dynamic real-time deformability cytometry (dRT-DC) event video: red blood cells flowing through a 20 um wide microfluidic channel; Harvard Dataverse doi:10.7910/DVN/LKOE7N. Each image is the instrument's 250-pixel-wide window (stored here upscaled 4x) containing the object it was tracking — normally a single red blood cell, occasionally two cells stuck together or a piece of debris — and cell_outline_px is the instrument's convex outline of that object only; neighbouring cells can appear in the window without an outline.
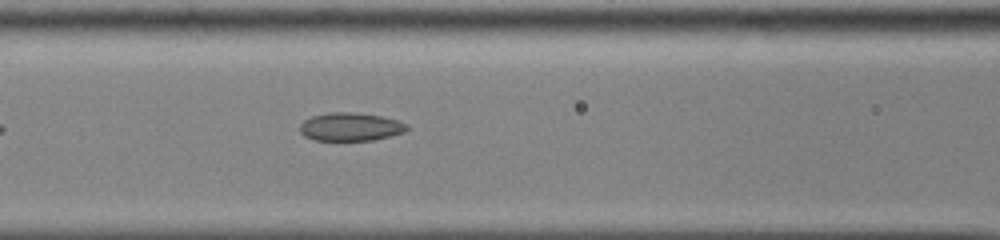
{"species": "common noctule bat (a hibernating species)", "species_latin": "Nyctalus noctula", "temperature_condition": "cold", "stored_images_in_passage": 36, "camera_frame_rate_fps": 3000, "um_per_image_px": 0.085, "animal": {"sex": "male", "body_mass_g": 13.0, "forearm_length_mm": 53.1}, "frame": {"image": 1, "passage_image": 7, "time_ms": 2.0, "image_size_px": [1000, 240], "cell_outline_px": [[408, 128], [404, 132], [372, 140], [316, 140], [304, 136], [300, 132], [300, 124], [304, 120], [312, 116], [328, 112], [356, 112], [380, 116], [396, 120], [408, 124]], "centroid_in_image_um": [29.76, 10.77], "position_along_channel_um": 136.8, "area_um2": 17.51}}
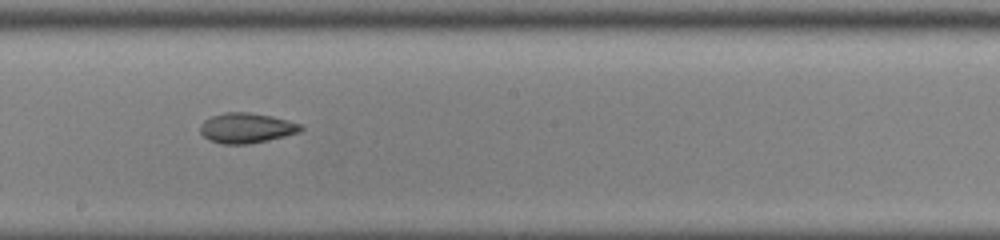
{"frame": {"image": 2, "passage_image": 14, "time_ms": 4.333, "image_size_px": [1000, 240], "cell_outline_px": [[304, 128], [300, 132], [268, 140], [248, 144], [220, 144], [208, 140], [200, 132], [200, 124], [204, 120], [212, 116], [224, 112], [248, 112], [272, 116], [288, 120], [300, 124]], "centroid_in_image_um": [20.93, 10.88], "position_along_channel_um": 227.3, "area_um2": 17.74}}
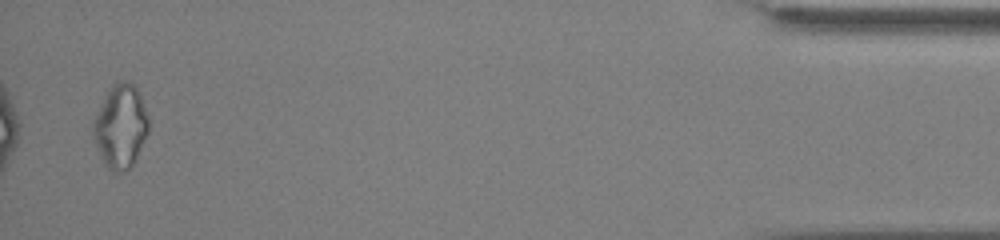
{"frame": {"image": 3, "passage_image": 35, "time_ms": 11.333, "image_size_px": [1000, 240], "cell_outline_px": [[148, 132], [136, 160], [132, 168], [124, 172], [112, 172], [104, 164], [92, 136], [92, 124], [104, 96], [112, 84], [120, 80], [124, 80], [132, 84], [136, 88], [140, 96], [148, 116]], "centroid_in_image_um": [10.24, 10.78], "position_along_channel_um": 425.0, "area_um2": 27.05}, "authors_computed_cell_mechanics": {"area_um2": 18.0047, "velocity_mm_per_s": 3.8788, "shape_relaxation_time_tau1_ms": 10.7663, "shape_relaxation_time_tau2_ms": null, "deformation_change_tau1": 0.1469, "deformation_change_tau2": null}}